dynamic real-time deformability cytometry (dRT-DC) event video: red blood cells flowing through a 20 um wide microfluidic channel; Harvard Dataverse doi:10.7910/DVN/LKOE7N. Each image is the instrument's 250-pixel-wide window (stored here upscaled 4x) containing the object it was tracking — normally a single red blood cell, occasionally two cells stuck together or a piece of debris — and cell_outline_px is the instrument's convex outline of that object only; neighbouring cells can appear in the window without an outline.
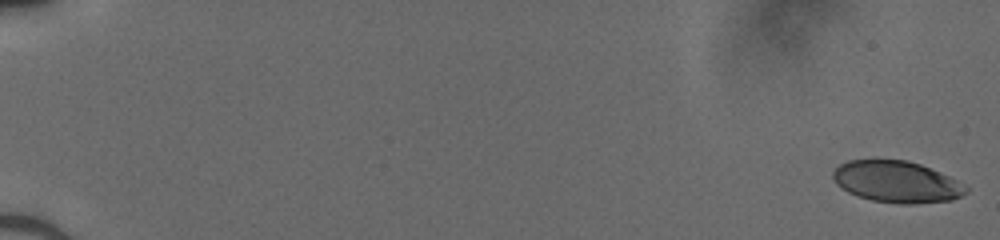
{"species": "human", "species_latin": "Homo sapiens", "temperature_condition": "cold", "stored_images_in_passage": 52, "camera_frame_rate_fps": 3000, "um_per_image_px": 0.085, "donor": {"sex": "male"}, "frame": {"image": 1, "passage_image": 1, "time_ms": 0.0, "image_size_px": [1000, 240], "cell_outline_px": [[968, 192], [952, 200], [912, 204], [900, 204], [872, 200], [856, 196], [848, 192], [836, 184], [832, 176], [832, 172], [840, 164], [848, 160], [908, 160], [920, 164], [940, 172], [956, 180], [968, 188]], "centroid_in_image_um": [76.2, 15.46], "position_along_channel_um": 8.8, "area_um2": 32.14}}
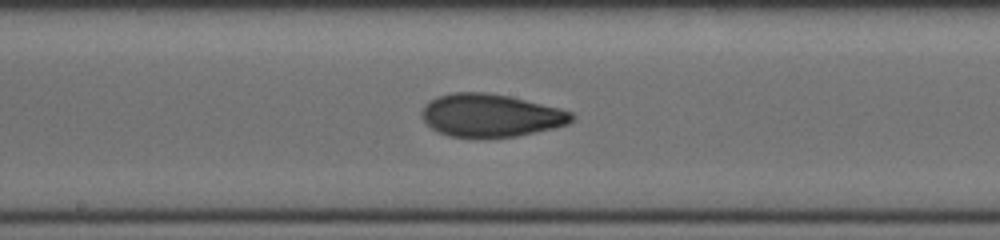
{"frame": {"image": 2, "passage_image": 30, "time_ms": 9.667, "image_size_px": [1000, 240], "cell_outline_px": [[576, 116], [568, 124], [536, 132], [516, 136], [448, 136], [436, 132], [424, 120], [424, 104], [440, 96], [456, 92], [484, 92], [508, 96], [560, 108], [572, 112]], "centroid_in_image_um": [41.75, 9.8], "position_along_channel_um": 206.5, "area_um2": 36.76}}
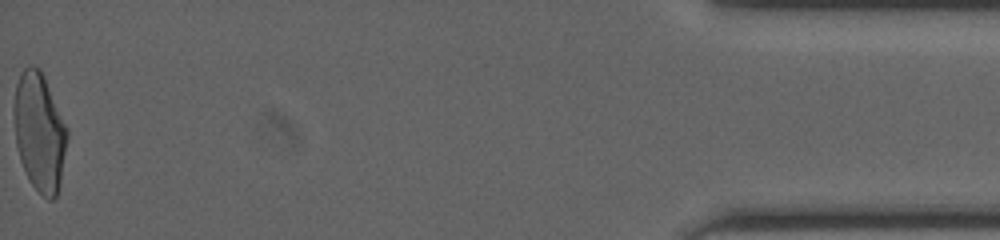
{"frame": {"image": 3, "passage_image": 52, "time_ms": 17.0, "image_size_px": [1000, 240], "cell_outline_px": [[68, 136], [60, 180], [56, 196], [52, 200], [48, 200], [28, 180], [20, 160], [16, 144], [12, 108], [16, 84], [24, 68], [28, 64], [40, 68], [44, 76], [68, 128]], "centroid_in_image_um": [3.34, 11.18], "position_along_channel_um": 431.9, "area_um2": 36.82}}